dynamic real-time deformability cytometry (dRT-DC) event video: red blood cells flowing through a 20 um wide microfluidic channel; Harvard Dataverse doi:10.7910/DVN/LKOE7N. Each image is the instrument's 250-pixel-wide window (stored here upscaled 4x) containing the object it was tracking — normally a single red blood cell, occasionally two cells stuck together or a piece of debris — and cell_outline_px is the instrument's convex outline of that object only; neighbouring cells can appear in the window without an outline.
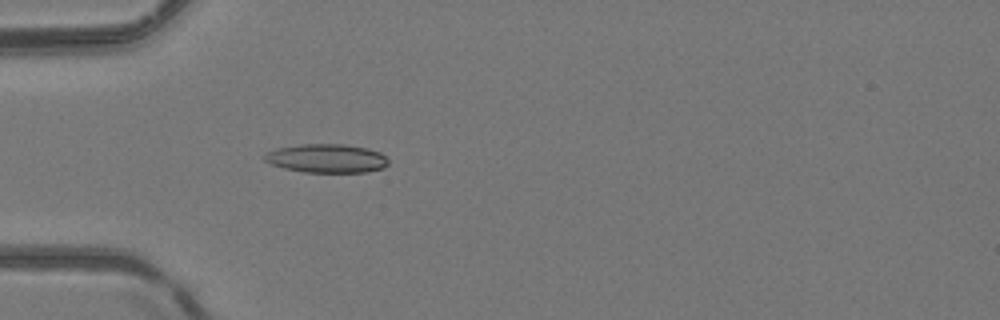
{"species": "common noctule bat (a hibernating species)", "species_latin": "Nyctalus noctula", "temperature_condition": "room temperature", "stored_images_in_passage": 51, "camera_frame_rate_fps": 3000, "um_per_image_px": 0.085, "animal": {"sex": "female", "body_mass_g": 24.6, "forearm_length_mm": 56.2}, "frame": {"image": 1, "passage_image": 17, "time_ms": 5.333, "image_size_px": [1000, 320], "cell_outline_px": [[388, 164], [384, 168], [368, 172], [304, 172], [284, 168], [272, 164], [264, 160], [264, 156], [268, 152], [276, 148], [300, 144], [344, 144], [368, 148], [380, 152], [388, 160]], "centroid_in_image_um": [27.79, 13.46], "position_along_channel_um": 57.2, "area_um2": 20.75}}
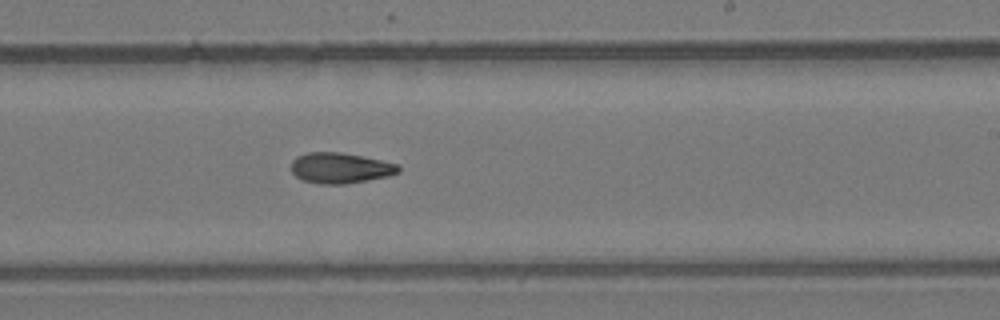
{"frame": {"image": 2, "passage_image": 32, "time_ms": 10.333, "image_size_px": [1000, 320], "cell_outline_px": [[400, 172], [388, 176], [344, 184], [320, 184], [304, 180], [296, 176], [292, 172], [292, 160], [296, 156], [308, 152], [340, 152], [400, 164]], "centroid_in_image_um": [28.93, 14.27], "position_along_channel_um": 260.1, "area_um2": 19.02}}
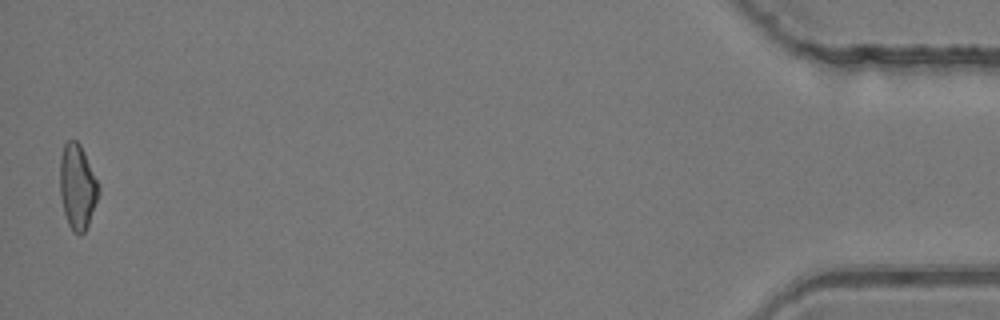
{"frame": {"image": 3, "passage_image": 51, "time_ms": 16.667, "image_size_px": [1000, 320], "cell_outline_px": [[100, 192], [88, 224], [84, 232], [80, 236], [72, 232], [68, 224], [64, 212], [60, 196], [60, 156], [64, 144], [68, 140], [76, 140], [80, 144], [100, 184]], "centroid_in_image_um": [6.58, 15.88], "position_along_channel_um": 428.6, "area_um2": 19.36}, "authors_computed_cell_mechanics": {"area_um2": 19.1896, "velocity_mm_per_s": 4.1891, "shape_relaxation_time_tau1_ms": 11.3833, "shape_relaxation_time_tau2_ms": 6.942, "deformation_change_tau1": 0.252, "deformation_change_tau2": 0.1765}}